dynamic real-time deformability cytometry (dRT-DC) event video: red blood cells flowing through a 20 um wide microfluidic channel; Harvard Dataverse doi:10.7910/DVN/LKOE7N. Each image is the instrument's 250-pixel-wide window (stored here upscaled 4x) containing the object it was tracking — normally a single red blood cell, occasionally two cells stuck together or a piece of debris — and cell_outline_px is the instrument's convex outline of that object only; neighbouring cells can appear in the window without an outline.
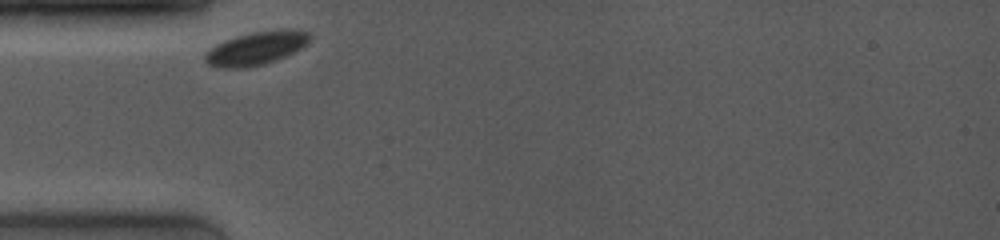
{"species": "common noctule bat (a hibernating species)", "species_latin": "Nyctalus noctula", "temperature_condition": "room temperature", "stored_images_in_passage": 2, "camera_frame_rate_fps": 4000, "um_per_image_px": 0.085, "animal": {"sex": "female", "body_mass_g": 19.0, "forearm_length_mm": 53.3}, "frame": {"image": 1, "passage_image": 1, "time_ms": 0.0, "image_size_px": [1000, 240], "cell_outline_px": [[312, 36], [300, 48], [276, 60], [264, 64], [244, 68], [220, 68], [208, 64], [204, 60], [204, 52], [216, 44], [224, 40], [236, 36], [252, 32], [288, 28], [308, 32]], "centroid_in_image_um": [21.72, 4.1], "position_along_channel_um": 63.3, "area_um2": 20.29}}